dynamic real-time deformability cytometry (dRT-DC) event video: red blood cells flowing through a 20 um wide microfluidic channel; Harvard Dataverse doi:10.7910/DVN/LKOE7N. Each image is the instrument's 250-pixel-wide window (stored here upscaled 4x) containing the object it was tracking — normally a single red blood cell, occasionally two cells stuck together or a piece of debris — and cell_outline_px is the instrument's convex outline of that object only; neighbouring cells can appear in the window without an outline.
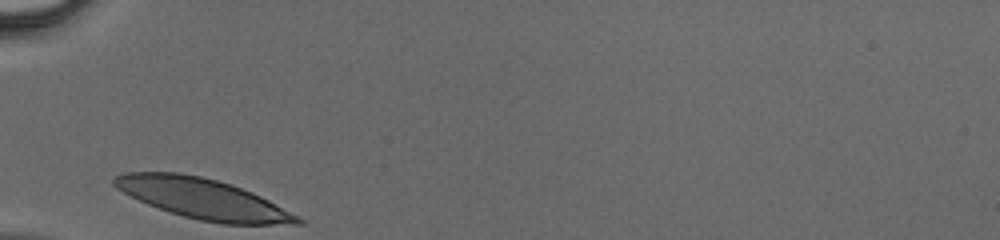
{"species": "human", "species_latin": "Homo sapiens", "temperature_condition": "cold", "stored_images_in_passage": 23, "camera_frame_rate_fps": 3000, "um_per_image_px": 0.085, "donor": {"sex": "male"}, "frame": {"image": 1, "passage_image": 1, "time_ms": 0.0, "image_size_px": [1000, 240], "cell_outline_px": [[304, 224], [224, 224], [200, 220], [184, 216], [148, 204], [116, 188], [112, 184], [112, 180], [116, 176], [124, 172], [180, 172], [200, 176], [232, 184], [252, 192], [268, 200], [304, 220]], "centroid_in_image_um": [17.24, 16.88], "position_along_channel_um": 67.8, "area_um2": 42.48}}
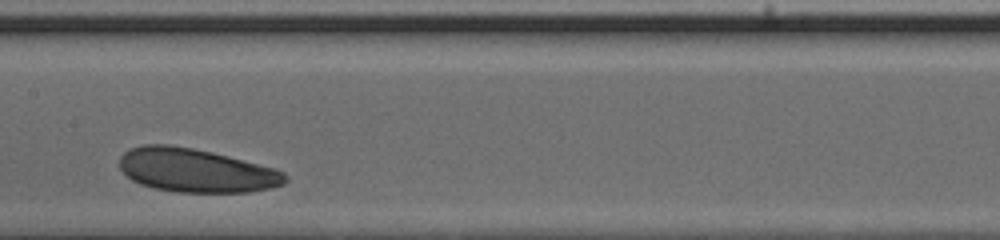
{"frame": {"image": 2, "passage_image": 10, "time_ms": 3.0, "image_size_px": [1000, 240], "cell_outline_px": [[288, 180], [284, 184], [272, 188], [248, 192], [176, 192], [152, 188], [140, 184], [132, 180], [120, 168], [120, 156], [128, 148], [144, 144], [168, 144], [192, 148], [212, 152], [276, 168], [284, 172], [288, 176]], "centroid_in_image_um": [16.67, 14.48], "position_along_channel_um": 190.7, "area_um2": 42.43}}
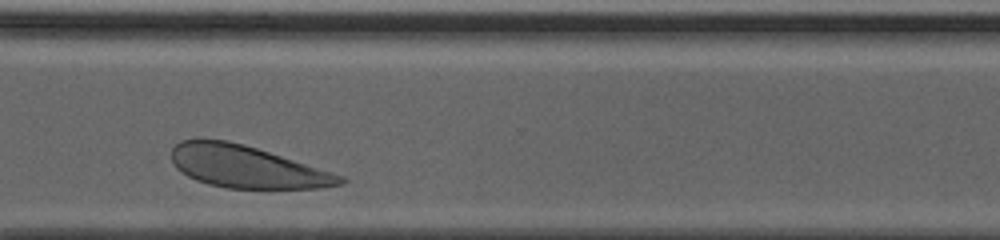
{"frame": {"image": 3, "passage_image": 21, "time_ms": 6.667, "image_size_px": [1000, 240], "cell_outline_px": [[348, 180], [344, 184], [320, 188], [228, 188], [208, 184], [196, 180], [188, 176], [176, 168], [172, 164], [172, 148], [180, 140], [196, 136], [228, 140], [244, 144], [332, 172], [344, 176]], "centroid_in_image_um": [20.91, 14.14], "position_along_channel_um": 349.7, "area_um2": 41.85}}